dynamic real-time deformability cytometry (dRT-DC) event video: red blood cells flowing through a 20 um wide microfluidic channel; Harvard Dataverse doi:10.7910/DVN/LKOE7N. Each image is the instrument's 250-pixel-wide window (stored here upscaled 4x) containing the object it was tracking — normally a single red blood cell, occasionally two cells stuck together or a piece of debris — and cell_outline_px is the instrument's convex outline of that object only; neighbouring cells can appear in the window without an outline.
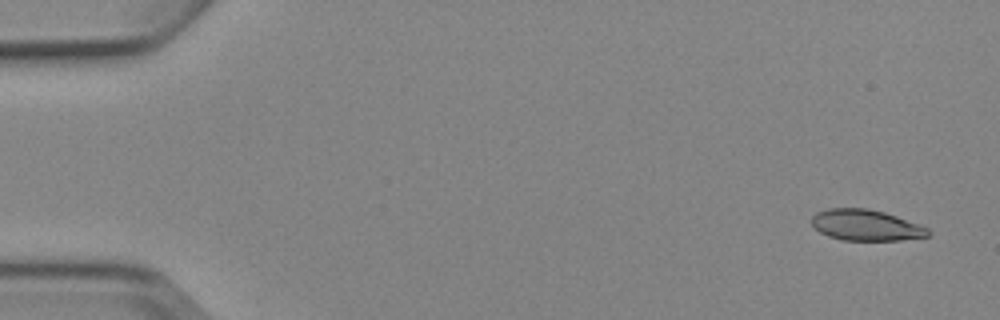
{"species": "Egyptian fruit bat (a non-hibernating species)", "species_latin": "Rousettus aegyptiacus", "temperature_condition": "cold", "stored_images_in_passage": 6, "camera_frame_rate_fps": 3000, "um_per_image_px": 0.085, "animal": {"sex": "female"}, "frame": {"image": 1, "passage_image": 1, "time_ms": 0.0, "image_size_px": [1000, 320], "cell_outline_px": [[932, 232], [928, 236], [900, 240], [840, 240], [828, 236], [820, 232], [812, 224], [812, 216], [816, 212], [828, 208], [868, 208], [884, 212], [896, 216], [928, 228]], "centroid_in_image_um": [73.59, 19.14], "position_along_channel_um": 11.4, "area_um2": 20.98}}
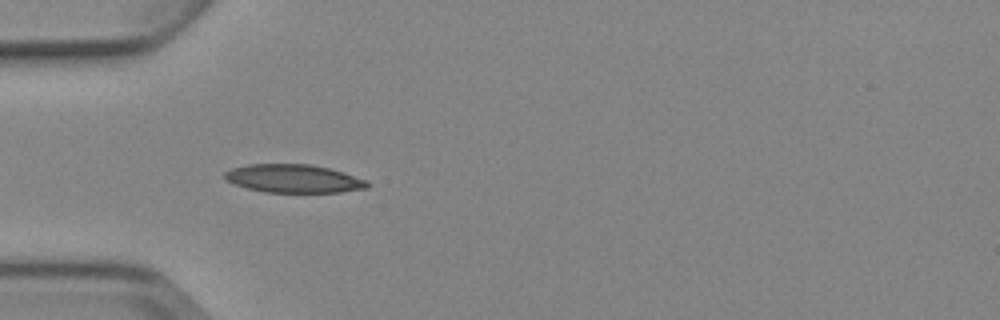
{"frame": {"image": 2, "passage_image": 5, "time_ms": 4.667, "image_size_px": [1000, 320], "cell_outline_px": [[368, 188], [340, 192], [264, 192], [248, 188], [224, 180], [224, 172], [232, 168], [248, 164], [308, 164], [328, 168], [344, 172], [368, 180]], "centroid_in_image_um": [24.96, 15.18], "position_along_channel_um": 60.0, "area_um2": 23.47}}
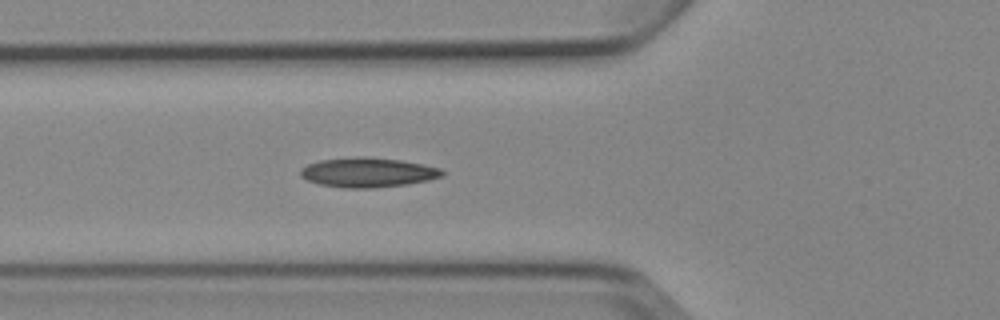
{"frame": {"image": 3, "passage_image": 6, "time_ms": 5.667, "image_size_px": [1000, 320], "cell_outline_px": [[444, 176], [428, 180], [408, 184], [376, 188], [344, 188], [320, 184], [308, 180], [300, 176], [300, 168], [308, 164], [320, 160], [352, 156], [368, 156], [400, 160], [440, 168], [444, 172]], "centroid_in_image_um": [31.25, 14.65], "position_along_channel_um": 94.6, "area_um2": 24.62}}